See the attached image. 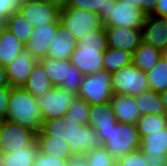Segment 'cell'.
<instances>
[{
  "instance_id": "7bdbcfd3",
  "label": "cell",
  "mask_w": 167,
  "mask_h": 166,
  "mask_svg": "<svg viewBox=\"0 0 167 166\" xmlns=\"http://www.w3.org/2000/svg\"><path fill=\"white\" fill-rule=\"evenodd\" d=\"M53 4L57 5L58 7L62 8L67 6L69 0H50Z\"/></svg>"
},
{
  "instance_id": "9a60e30c",
  "label": "cell",
  "mask_w": 167,
  "mask_h": 166,
  "mask_svg": "<svg viewBox=\"0 0 167 166\" xmlns=\"http://www.w3.org/2000/svg\"><path fill=\"white\" fill-rule=\"evenodd\" d=\"M141 35L142 41L163 51L167 47V18L147 14Z\"/></svg>"
},
{
  "instance_id": "7a4b0ae2",
  "label": "cell",
  "mask_w": 167,
  "mask_h": 166,
  "mask_svg": "<svg viewBox=\"0 0 167 166\" xmlns=\"http://www.w3.org/2000/svg\"><path fill=\"white\" fill-rule=\"evenodd\" d=\"M108 48L104 25L77 41L70 61L84 76L103 70V54Z\"/></svg>"
},
{
  "instance_id": "d590c367",
  "label": "cell",
  "mask_w": 167,
  "mask_h": 166,
  "mask_svg": "<svg viewBox=\"0 0 167 166\" xmlns=\"http://www.w3.org/2000/svg\"><path fill=\"white\" fill-rule=\"evenodd\" d=\"M22 0H0V21L3 23L11 13L20 10Z\"/></svg>"
},
{
  "instance_id": "52a82bcc",
  "label": "cell",
  "mask_w": 167,
  "mask_h": 166,
  "mask_svg": "<svg viewBox=\"0 0 167 166\" xmlns=\"http://www.w3.org/2000/svg\"><path fill=\"white\" fill-rule=\"evenodd\" d=\"M60 23L77 41L85 34L103 26L101 18L96 13L67 6L61 8Z\"/></svg>"
},
{
  "instance_id": "2e32d148",
  "label": "cell",
  "mask_w": 167,
  "mask_h": 166,
  "mask_svg": "<svg viewBox=\"0 0 167 166\" xmlns=\"http://www.w3.org/2000/svg\"><path fill=\"white\" fill-rule=\"evenodd\" d=\"M38 60L26 50L5 67L11 87H23Z\"/></svg>"
},
{
  "instance_id": "5bb4252c",
  "label": "cell",
  "mask_w": 167,
  "mask_h": 166,
  "mask_svg": "<svg viewBox=\"0 0 167 166\" xmlns=\"http://www.w3.org/2000/svg\"><path fill=\"white\" fill-rule=\"evenodd\" d=\"M60 25L61 23H54L34 28L30 40L25 45V50L38 61L45 58Z\"/></svg>"
},
{
  "instance_id": "ab89813d",
  "label": "cell",
  "mask_w": 167,
  "mask_h": 166,
  "mask_svg": "<svg viewBox=\"0 0 167 166\" xmlns=\"http://www.w3.org/2000/svg\"><path fill=\"white\" fill-rule=\"evenodd\" d=\"M151 14L167 18V0H159L155 10Z\"/></svg>"
},
{
  "instance_id": "836d02e7",
  "label": "cell",
  "mask_w": 167,
  "mask_h": 166,
  "mask_svg": "<svg viewBox=\"0 0 167 166\" xmlns=\"http://www.w3.org/2000/svg\"><path fill=\"white\" fill-rule=\"evenodd\" d=\"M116 166H148V164L144 159V153L137 150L116 159Z\"/></svg>"
},
{
  "instance_id": "1f68e13d",
  "label": "cell",
  "mask_w": 167,
  "mask_h": 166,
  "mask_svg": "<svg viewBox=\"0 0 167 166\" xmlns=\"http://www.w3.org/2000/svg\"><path fill=\"white\" fill-rule=\"evenodd\" d=\"M90 104H88L83 98L77 96V98L69 105L67 114L62 117L65 124L67 121L78 122L80 125L88 124Z\"/></svg>"
},
{
  "instance_id": "6da1fadb",
  "label": "cell",
  "mask_w": 167,
  "mask_h": 166,
  "mask_svg": "<svg viewBox=\"0 0 167 166\" xmlns=\"http://www.w3.org/2000/svg\"><path fill=\"white\" fill-rule=\"evenodd\" d=\"M36 136H55L64 139L74 155H84L89 151L103 146L97 131L90 125H80L78 122L67 121L62 118L46 119Z\"/></svg>"
},
{
  "instance_id": "8992f818",
  "label": "cell",
  "mask_w": 167,
  "mask_h": 166,
  "mask_svg": "<svg viewBox=\"0 0 167 166\" xmlns=\"http://www.w3.org/2000/svg\"><path fill=\"white\" fill-rule=\"evenodd\" d=\"M111 90L113 95L137 96L150 88L146 73L131 63L111 74Z\"/></svg>"
},
{
  "instance_id": "f35d334b",
  "label": "cell",
  "mask_w": 167,
  "mask_h": 166,
  "mask_svg": "<svg viewBox=\"0 0 167 166\" xmlns=\"http://www.w3.org/2000/svg\"><path fill=\"white\" fill-rule=\"evenodd\" d=\"M148 166H167V155L144 156Z\"/></svg>"
},
{
  "instance_id": "83f0119b",
  "label": "cell",
  "mask_w": 167,
  "mask_h": 166,
  "mask_svg": "<svg viewBox=\"0 0 167 166\" xmlns=\"http://www.w3.org/2000/svg\"><path fill=\"white\" fill-rule=\"evenodd\" d=\"M118 0H69L67 7L96 13L104 23Z\"/></svg>"
},
{
  "instance_id": "30bf717a",
  "label": "cell",
  "mask_w": 167,
  "mask_h": 166,
  "mask_svg": "<svg viewBox=\"0 0 167 166\" xmlns=\"http://www.w3.org/2000/svg\"><path fill=\"white\" fill-rule=\"evenodd\" d=\"M36 132L8 120L0 121V155L22 150L36 139Z\"/></svg>"
},
{
  "instance_id": "484cf974",
  "label": "cell",
  "mask_w": 167,
  "mask_h": 166,
  "mask_svg": "<svg viewBox=\"0 0 167 166\" xmlns=\"http://www.w3.org/2000/svg\"><path fill=\"white\" fill-rule=\"evenodd\" d=\"M3 26L24 45L30 40L34 29L33 25L19 11L11 13L3 22Z\"/></svg>"
},
{
  "instance_id": "f1b7e54d",
  "label": "cell",
  "mask_w": 167,
  "mask_h": 166,
  "mask_svg": "<svg viewBox=\"0 0 167 166\" xmlns=\"http://www.w3.org/2000/svg\"><path fill=\"white\" fill-rule=\"evenodd\" d=\"M132 63V54L121 50L108 47L103 54V70L112 74L122 67Z\"/></svg>"
},
{
  "instance_id": "4fadbf2b",
  "label": "cell",
  "mask_w": 167,
  "mask_h": 166,
  "mask_svg": "<svg viewBox=\"0 0 167 166\" xmlns=\"http://www.w3.org/2000/svg\"><path fill=\"white\" fill-rule=\"evenodd\" d=\"M105 33L108 47L121 49L131 54L142 41L141 28L105 27Z\"/></svg>"
},
{
  "instance_id": "ffe728a7",
  "label": "cell",
  "mask_w": 167,
  "mask_h": 166,
  "mask_svg": "<svg viewBox=\"0 0 167 166\" xmlns=\"http://www.w3.org/2000/svg\"><path fill=\"white\" fill-rule=\"evenodd\" d=\"M162 58V51L149 43L141 41L138 48L132 54V63L143 72L147 73Z\"/></svg>"
},
{
  "instance_id": "e575fe53",
  "label": "cell",
  "mask_w": 167,
  "mask_h": 166,
  "mask_svg": "<svg viewBox=\"0 0 167 166\" xmlns=\"http://www.w3.org/2000/svg\"><path fill=\"white\" fill-rule=\"evenodd\" d=\"M68 161L69 160L55 158L38 151L33 166H68Z\"/></svg>"
},
{
  "instance_id": "9c48e42d",
  "label": "cell",
  "mask_w": 167,
  "mask_h": 166,
  "mask_svg": "<svg viewBox=\"0 0 167 166\" xmlns=\"http://www.w3.org/2000/svg\"><path fill=\"white\" fill-rule=\"evenodd\" d=\"M19 12L34 28L60 23L61 8L50 0H22Z\"/></svg>"
},
{
  "instance_id": "8fae6325",
  "label": "cell",
  "mask_w": 167,
  "mask_h": 166,
  "mask_svg": "<svg viewBox=\"0 0 167 166\" xmlns=\"http://www.w3.org/2000/svg\"><path fill=\"white\" fill-rule=\"evenodd\" d=\"M78 93L72 90L54 87L44 96L38 98L43 120L62 118L67 114L69 105L77 98Z\"/></svg>"
},
{
  "instance_id": "d6986e66",
  "label": "cell",
  "mask_w": 167,
  "mask_h": 166,
  "mask_svg": "<svg viewBox=\"0 0 167 166\" xmlns=\"http://www.w3.org/2000/svg\"><path fill=\"white\" fill-rule=\"evenodd\" d=\"M25 50V45L20 42L3 25L0 27V65L6 67Z\"/></svg>"
},
{
  "instance_id": "b9f144b4",
  "label": "cell",
  "mask_w": 167,
  "mask_h": 166,
  "mask_svg": "<svg viewBox=\"0 0 167 166\" xmlns=\"http://www.w3.org/2000/svg\"><path fill=\"white\" fill-rule=\"evenodd\" d=\"M1 86H10V83L5 67L0 65V87Z\"/></svg>"
},
{
  "instance_id": "ee69618b",
  "label": "cell",
  "mask_w": 167,
  "mask_h": 166,
  "mask_svg": "<svg viewBox=\"0 0 167 166\" xmlns=\"http://www.w3.org/2000/svg\"><path fill=\"white\" fill-rule=\"evenodd\" d=\"M160 95L162 98V102L165 105L166 113H167V89L165 91L161 92Z\"/></svg>"
},
{
  "instance_id": "4dcf8cb0",
  "label": "cell",
  "mask_w": 167,
  "mask_h": 166,
  "mask_svg": "<svg viewBox=\"0 0 167 166\" xmlns=\"http://www.w3.org/2000/svg\"><path fill=\"white\" fill-rule=\"evenodd\" d=\"M136 125L140 138H142L147 135V132H156L165 129L167 127V114L141 115Z\"/></svg>"
},
{
  "instance_id": "ba28073f",
  "label": "cell",
  "mask_w": 167,
  "mask_h": 166,
  "mask_svg": "<svg viewBox=\"0 0 167 166\" xmlns=\"http://www.w3.org/2000/svg\"><path fill=\"white\" fill-rule=\"evenodd\" d=\"M78 96L90 105L110 102L113 97L111 74L105 70H100L92 75L84 76Z\"/></svg>"
},
{
  "instance_id": "60d3db41",
  "label": "cell",
  "mask_w": 167,
  "mask_h": 166,
  "mask_svg": "<svg viewBox=\"0 0 167 166\" xmlns=\"http://www.w3.org/2000/svg\"><path fill=\"white\" fill-rule=\"evenodd\" d=\"M68 166H88L83 155H74L69 161Z\"/></svg>"
},
{
  "instance_id": "f6af8a7d",
  "label": "cell",
  "mask_w": 167,
  "mask_h": 166,
  "mask_svg": "<svg viewBox=\"0 0 167 166\" xmlns=\"http://www.w3.org/2000/svg\"><path fill=\"white\" fill-rule=\"evenodd\" d=\"M162 58L167 61V47L162 51Z\"/></svg>"
},
{
  "instance_id": "8d00e7d4",
  "label": "cell",
  "mask_w": 167,
  "mask_h": 166,
  "mask_svg": "<svg viewBox=\"0 0 167 166\" xmlns=\"http://www.w3.org/2000/svg\"><path fill=\"white\" fill-rule=\"evenodd\" d=\"M10 91L11 86L0 87V121L5 120L7 117Z\"/></svg>"
},
{
  "instance_id": "3957f363",
  "label": "cell",
  "mask_w": 167,
  "mask_h": 166,
  "mask_svg": "<svg viewBox=\"0 0 167 166\" xmlns=\"http://www.w3.org/2000/svg\"><path fill=\"white\" fill-rule=\"evenodd\" d=\"M6 120L39 133L43 117L38 99L23 87H11Z\"/></svg>"
},
{
  "instance_id": "5b68a950",
  "label": "cell",
  "mask_w": 167,
  "mask_h": 166,
  "mask_svg": "<svg viewBox=\"0 0 167 166\" xmlns=\"http://www.w3.org/2000/svg\"><path fill=\"white\" fill-rule=\"evenodd\" d=\"M54 87L79 92L84 75L71 64L70 60H55L45 57L38 61Z\"/></svg>"
},
{
  "instance_id": "44dd1931",
  "label": "cell",
  "mask_w": 167,
  "mask_h": 166,
  "mask_svg": "<svg viewBox=\"0 0 167 166\" xmlns=\"http://www.w3.org/2000/svg\"><path fill=\"white\" fill-rule=\"evenodd\" d=\"M38 151L53 156L70 160L74 154L70 151L68 143L55 136H36Z\"/></svg>"
},
{
  "instance_id": "603a6c76",
  "label": "cell",
  "mask_w": 167,
  "mask_h": 166,
  "mask_svg": "<svg viewBox=\"0 0 167 166\" xmlns=\"http://www.w3.org/2000/svg\"><path fill=\"white\" fill-rule=\"evenodd\" d=\"M117 121L111 102L90 105L88 125L98 128L115 127Z\"/></svg>"
},
{
  "instance_id": "74e56055",
  "label": "cell",
  "mask_w": 167,
  "mask_h": 166,
  "mask_svg": "<svg viewBox=\"0 0 167 166\" xmlns=\"http://www.w3.org/2000/svg\"><path fill=\"white\" fill-rule=\"evenodd\" d=\"M127 3L134 5L135 8H141L146 14H151L159 0H125Z\"/></svg>"
},
{
  "instance_id": "f546056e",
  "label": "cell",
  "mask_w": 167,
  "mask_h": 166,
  "mask_svg": "<svg viewBox=\"0 0 167 166\" xmlns=\"http://www.w3.org/2000/svg\"><path fill=\"white\" fill-rule=\"evenodd\" d=\"M150 90L161 93L167 89V61L161 58L152 70L146 73Z\"/></svg>"
},
{
  "instance_id": "ac0fdd59",
  "label": "cell",
  "mask_w": 167,
  "mask_h": 166,
  "mask_svg": "<svg viewBox=\"0 0 167 166\" xmlns=\"http://www.w3.org/2000/svg\"><path fill=\"white\" fill-rule=\"evenodd\" d=\"M110 102L117 122L137 124L141 114L137 109L135 96L113 95Z\"/></svg>"
},
{
  "instance_id": "d6a6232c",
  "label": "cell",
  "mask_w": 167,
  "mask_h": 166,
  "mask_svg": "<svg viewBox=\"0 0 167 166\" xmlns=\"http://www.w3.org/2000/svg\"><path fill=\"white\" fill-rule=\"evenodd\" d=\"M88 166H115L116 159L103 146L83 155Z\"/></svg>"
},
{
  "instance_id": "4316f807",
  "label": "cell",
  "mask_w": 167,
  "mask_h": 166,
  "mask_svg": "<svg viewBox=\"0 0 167 166\" xmlns=\"http://www.w3.org/2000/svg\"><path fill=\"white\" fill-rule=\"evenodd\" d=\"M135 102L141 115L167 114L161 95L156 91L148 90L135 96Z\"/></svg>"
},
{
  "instance_id": "7402d4cb",
  "label": "cell",
  "mask_w": 167,
  "mask_h": 166,
  "mask_svg": "<svg viewBox=\"0 0 167 166\" xmlns=\"http://www.w3.org/2000/svg\"><path fill=\"white\" fill-rule=\"evenodd\" d=\"M23 88L38 99L44 96L48 91L52 90L54 86L49 80L44 67L37 62Z\"/></svg>"
},
{
  "instance_id": "e0dca14e",
  "label": "cell",
  "mask_w": 167,
  "mask_h": 166,
  "mask_svg": "<svg viewBox=\"0 0 167 166\" xmlns=\"http://www.w3.org/2000/svg\"><path fill=\"white\" fill-rule=\"evenodd\" d=\"M77 47L74 35L62 25L52 39L50 50L46 57L55 60H70L71 55Z\"/></svg>"
},
{
  "instance_id": "277c9868",
  "label": "cell",
  "mask_w": 167,
  "mask_h": 166,
  "mask_svg": "<svg viewBox=\"0 0 167 166\" xmlns=\"http://www.w3.org/2000/svg\"><path fill=\"white\" fill-rule=\"evenodd\" d=\"M103 147L115 158L140 150L141 138L136 124L119 123L115 127L98 128Z\"/></svg>"
},
{
  "instance_id": "cb8c5ba5",
  "label": "cell",
  "mask_w": 167,
  "mask_h": 166,
  "mask_svg": "<svg viewBox=\"0 0 167 166\" xmlns=\"http://www.w3.org/2000/svg\"><path fill=\"white\" fill-rule=\"evenodd\" d=\"M140 151L144 156L167 155V127L161 131L147 132L141 138Z\"/></svg>"
},
{
  "instance_id": "d4e9b609",
  "label": "cell",
  "mask_w": 167,
  "mask_h": 166,
  "mask_svg": "<svg viewBox=\"0 0 167 166\" xmlns=\"http://www.w3.org/2000/svg\"><path fill=\"white\" fill-rule=\"evenodd\" d=\"M38 152V143L35 139L30 145L14 153L0 155V166H33Z\"/></svg>"
},
{
  "instance_id": "7c38bea8",
  "label": "cell",
  "mask_w": 167,
  "mask_h": 166,
  "mask_svg": "<svg viewBox=\"0 0 167 166\" xmlns=\"http://www.w3.org/2000/svg\"><path fill=\"white\" fill-rule=\"evenodd\" d=\"M146 17L147 14L141 8H135L125 0H118L116 5L112 6L110 17L103 25L104 27L142 28Z\"/></svg>"
}]
</instances>
